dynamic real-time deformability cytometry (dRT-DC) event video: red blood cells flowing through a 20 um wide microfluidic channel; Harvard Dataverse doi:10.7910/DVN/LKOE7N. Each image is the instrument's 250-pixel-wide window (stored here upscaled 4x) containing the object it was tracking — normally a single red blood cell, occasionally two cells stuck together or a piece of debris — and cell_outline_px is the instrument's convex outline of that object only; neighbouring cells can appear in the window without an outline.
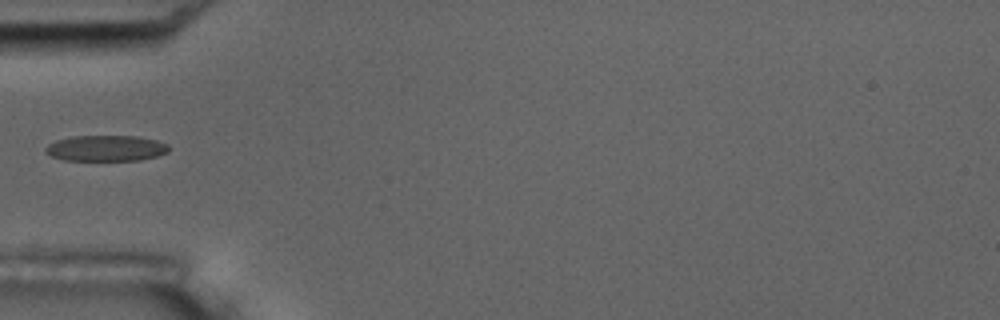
{"species": "common noctule bat (a hibernating species)", "species_latin": "Nyctalus noctula", "temperature_condition": "room temperature", "stored_images_in_passage": 6, "camera_frame_rate_fps": 3000, "um_per_image_px": 0.085, "animal": {"sex": "male", "body_mass_g": 17.5, "forearm_length_mm": 52.3}, "frame": {"image": 1, "passage_image": 6, "time_ms": 6.667, "image_size_px": [1000, 320], "cell_outline_px": [[168, 152], [156, 156], [140, 160], [64, 160], [52, 156], [44, 152], [44, 148], [48, 144], [56, 140], [72, 136], [136, 136], [156, 140], [168, 144]], "centroid_in_image_um": [8.98, 12.59], "position_along_channel_um": 76.0, "area_um2": 18.55}}